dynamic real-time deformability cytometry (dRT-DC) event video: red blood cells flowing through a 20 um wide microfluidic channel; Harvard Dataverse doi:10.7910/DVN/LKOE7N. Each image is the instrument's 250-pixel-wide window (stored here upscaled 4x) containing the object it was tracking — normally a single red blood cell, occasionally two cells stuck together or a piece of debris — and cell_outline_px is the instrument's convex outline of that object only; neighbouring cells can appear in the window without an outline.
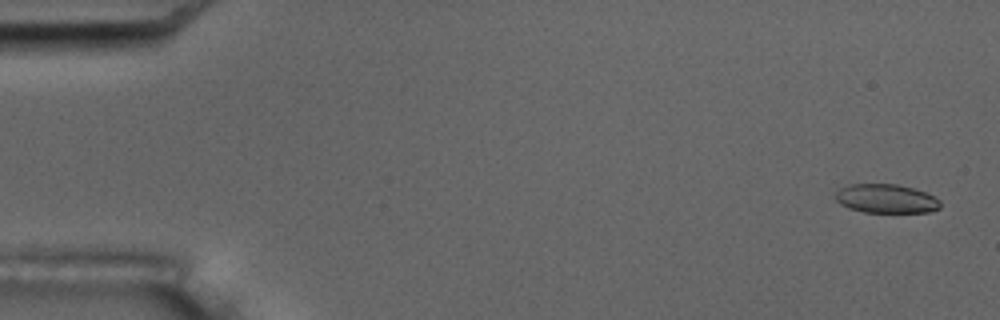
{"species": "common noctule bat (a hibernating species)", "species_latin": "Nyctalus noctula", "temperature_condition": "room temperature", "stored_images_in_passage": 17, "camera_frame_rate_fps": 3000, "um_per_image_px": 0.085, "animal": {"sex": "male", "body_mass_g": 17.5, "forearm_length_mm": 52.3}, "frame": {"image": 1, "passage_image": 1, "time_ms": 0.0, "image_size_px": [1000, 320], "cell_outline_px": [[940, 208], [928, 212], [864, 212], [848, 208], [840, 204], [836, 200], [836, 192], [840, 188], [848, 184], [896, 184], [912, 188], [924, 192], [940, 200]], "centroid_in_image_um": [75.29, 16.88], "position_along_channel_um": 9.7, "area_um2": 17.57}}
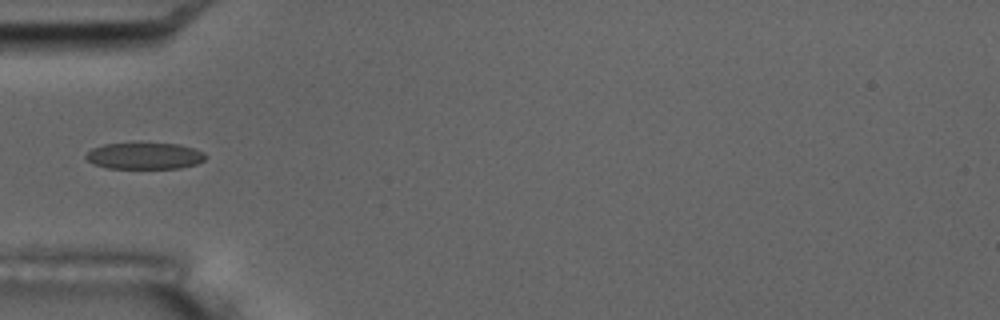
{"frame": {"image": 2, "passage_image": 6, "time_ms": 5.667, "image_size_px": [1000, 320], "cell_outline_px": [[208, 156], [204, 160], [196, 164], [180, 168], [108, 168], [92, 164], [84, 156], [92, 148], [104, 144], [176, 144], [192, 148], [204, 152]], "centroid_in_image_um": [12.29, 13.26], "position_along_channel_um": 72.7, "area_um2": 18.26}, "authors_computed_cell_mechanics": {"area_um2": 18.785, "velocity_mm_per_s": 3.5052, "shape_relaxation_time_tau1_ms": 3.8158, "shape_relaxation_time_tau2_ms": 1.5109, "deformation_change_tau1": 0.1512, "deformation_change_tau2": 0.0809}}